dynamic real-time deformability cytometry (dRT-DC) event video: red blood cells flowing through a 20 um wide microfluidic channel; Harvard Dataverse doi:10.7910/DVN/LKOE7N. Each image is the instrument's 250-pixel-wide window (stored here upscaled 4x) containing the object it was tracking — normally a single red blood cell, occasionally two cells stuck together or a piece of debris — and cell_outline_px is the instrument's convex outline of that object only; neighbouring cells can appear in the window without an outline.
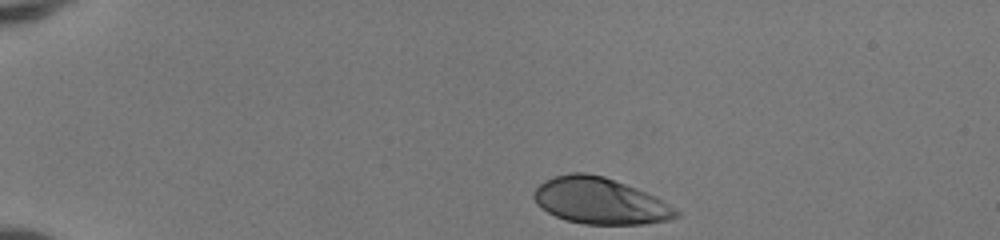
{"species": "human", "species_latin": "Homo sapiens", "temperature_condition": "room temperature", "stored_images_in_passage": 36, "camera_frame_rate_fps": 3000, "um_per_image_px": 0.085, "donor": {"sex": "female"}, "frame": {"image": 1, "passage_image": 1, "time_ms": 0.0, "image_size_px": [1000, 240], "cell_outline_px": [[680, 216], [668, 220], [644, 224], [584, 224], [564, 220], [540, 208], [536, 204], [532, 196], [532, 192], [544, 180], [552, 176], [568, 172], [584, 172], [604, 176], [636, 188], [656, 196], [680, 212]], "centroid_in_image_um": [50.96, 17.07], "position_along_channel_um": 34.0, "area_um2": 38.67}}
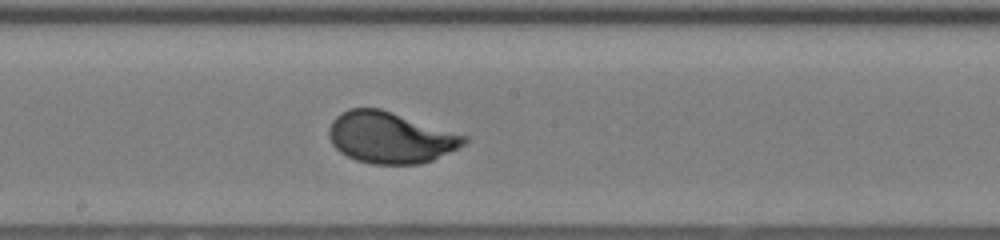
{"frame": {"image": 2, "passage_image": 20, "time_ms": 6.333, "image_size_px": [1000, 240], "cell_outline_px": [[468, 140], [464, 144], [432, 160], [420, 164], [372, 164], [356, 160], [340, 152], [332, 144], [328, 136], [328, 128], [332, 120], [340, 112], [348, 108], [380, 108], [468, 136]], "centroid_in_image_um": [33.13, 11.68], "position_along_channel_um": 215.1, "area_um2": 40.34}}
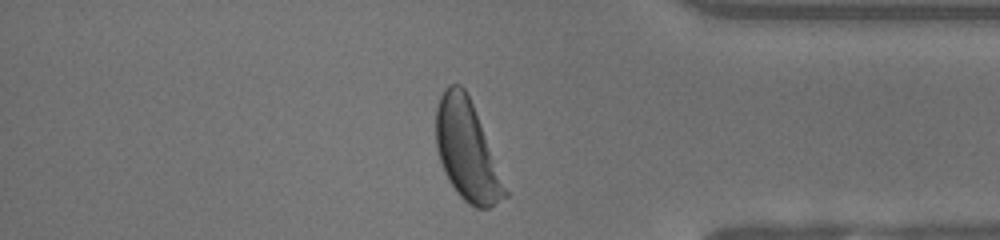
{"frame": {"image": 3, "passage_image": 34, "time_ms": 11.0, "image_size_px": [1000, 240], "cell_outline_px": [[508, 196], [488, 208], [476, 208], [468, 204], [456, 192], [448, 180], [444, 172], [440, 160], [436, 144], [436, 108], [440, 96], [448, 84], [460, 84], [464, 88], [472, 104], [508, 192]], "centroid_in_image_um": [39.66, 12.81], "position_along_channel_um": 395.5, "area_um2": 39.36}, "authors_computed_cell_mechanics": {"area_um2": 39.5641, "velocity_mm_per_s": 4.1461, "shape_relaxation_time_tau1_ms": 2.2461, "shape_relaxation_time_tau2_ms": null, "deformation_change_tau1": 0.1738, "deformation_change_tau2": null}}